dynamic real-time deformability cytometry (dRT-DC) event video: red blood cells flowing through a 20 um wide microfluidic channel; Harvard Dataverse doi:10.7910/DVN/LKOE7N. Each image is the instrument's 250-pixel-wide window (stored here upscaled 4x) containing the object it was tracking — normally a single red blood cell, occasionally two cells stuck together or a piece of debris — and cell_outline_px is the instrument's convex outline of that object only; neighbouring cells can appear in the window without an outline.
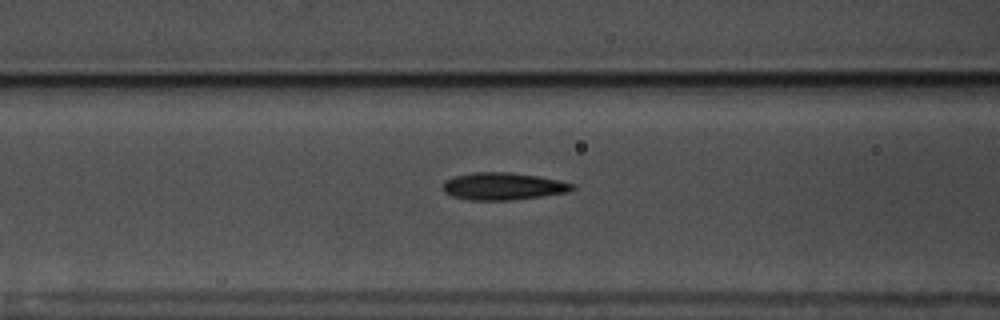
{"species": "common noctule bat (a hibernating species)", "species_latin": "Nyctalus noctula", "temperature_condition": "warm", "stored_images_in_passage": 40, "camera_frame_rate_fps": 3000, "um_per_image_px": 0.085, "animal": {"sex": "male", "body_mass_g": 17.5, "forearm_length_mm": 52.3}, "frame": {"image": 1, "passage_image": 11, "time_ms": 3.333, "image_size_px": [1000, 320], "cell_outline_px": [[576, 188], [568, 192], [512, 200], [468, 200], [452, 196], [444, 192], [444, 180], [456, 176], [472, 172], [508, 172], [540, 176], [560, 180], [576, 184]], "centroid_in_image_um": [42.79, 15.83], "position_along_channel_um": 123.8, "area_um2": 20.69}}
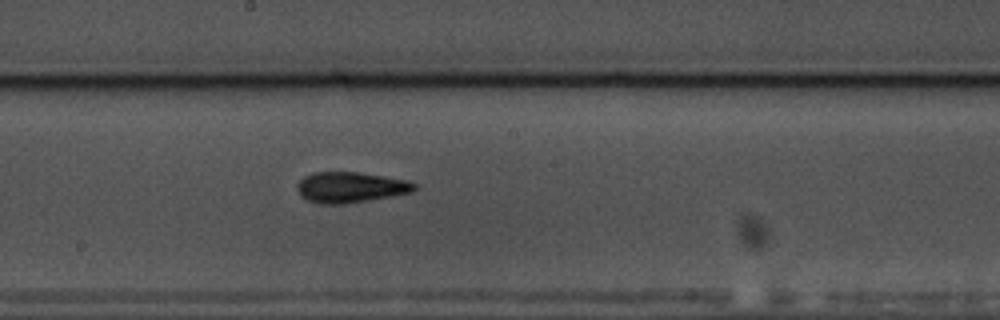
{"frame": {"image": 2, "passage_image": 19, "time_ms": 6.0, "image_size_px": [1000, 320], "cell_outline_px": [[420, 184], [412, 192], [392, 196], [344, 204], [320, 204], [308, 200], [300, 196], [296, 188], [296, 184], [304, 176], [312, 172], [360, 172], [408, 180]], "centroid_in_image_um": [29.79, 15.91], "position_along_channel_um": 218.4, "area_um2": 21.21}}
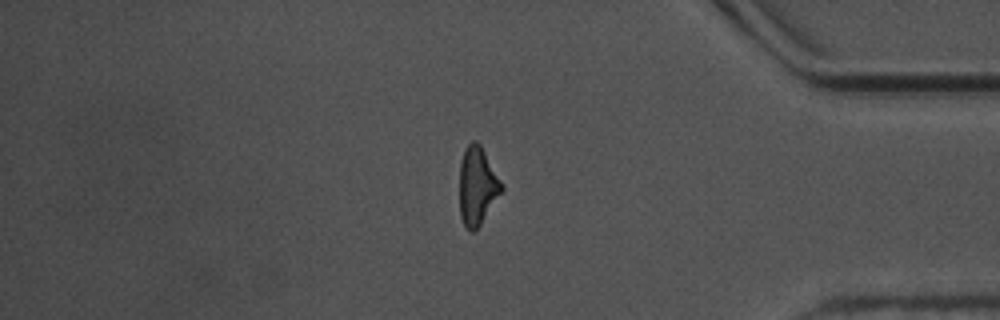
{"frame": {"image": 3, "passage_image": 36, "time_ms": 11.667, "image_size_px": [1000, 320], "cell_outline_px": [[504, 188], [480, 224], [472, 232], [468, 232], [460, 216], [460, 160], [464, 148], [472, 140], [476, 140], [480, 144]], "centroid_in_image_um": [40.54, 15.79], "position_along_channel_um": 394.7, "area_um2": 18.84}}